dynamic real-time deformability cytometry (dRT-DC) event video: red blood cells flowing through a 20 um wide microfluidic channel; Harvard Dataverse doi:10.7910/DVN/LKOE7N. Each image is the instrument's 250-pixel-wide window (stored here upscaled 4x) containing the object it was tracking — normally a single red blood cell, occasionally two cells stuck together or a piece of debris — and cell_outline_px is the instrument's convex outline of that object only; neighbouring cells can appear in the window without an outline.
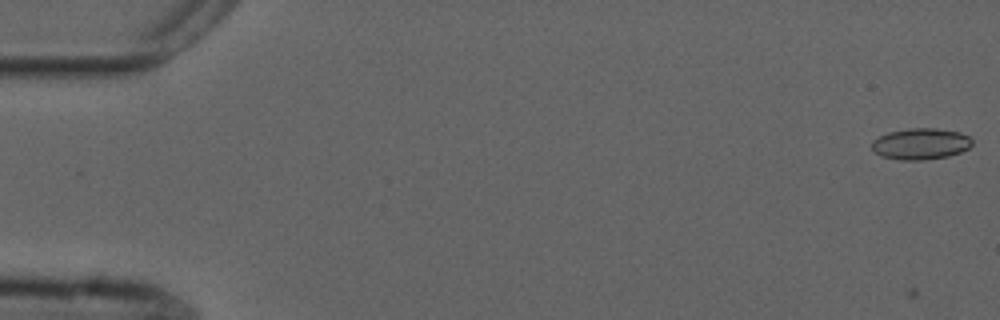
{"species": "common noctule bat (a hibernating species)", "species_latin": "Nyctalus noctula", "temperature_condition": "cold", "stored_images_in_passage": 6, "camera_frame_rate_fps": 3000, "um_per_image_px": 0.085, "animal": {"sex": "male", "forearm_length_mm": 52.5}, "frame": {"image": 1, "passage_image": 2, "time_ms": 0.333, "image_size_px": [1000, 320], "cell_outline_px": [[972, 144], [968, 148], [960, 152], [948, 156], [924, 160], [900, 160], [880, 156], [872, 148], [872, 140], [888, 132], [908, 128], [936, 128], [960, 132], [968, 136], [972, 140]], "centroid_in_image_um": [78.25, 12.22], "position_along_channel_um": 6.8, "area_um2": 18.32}}